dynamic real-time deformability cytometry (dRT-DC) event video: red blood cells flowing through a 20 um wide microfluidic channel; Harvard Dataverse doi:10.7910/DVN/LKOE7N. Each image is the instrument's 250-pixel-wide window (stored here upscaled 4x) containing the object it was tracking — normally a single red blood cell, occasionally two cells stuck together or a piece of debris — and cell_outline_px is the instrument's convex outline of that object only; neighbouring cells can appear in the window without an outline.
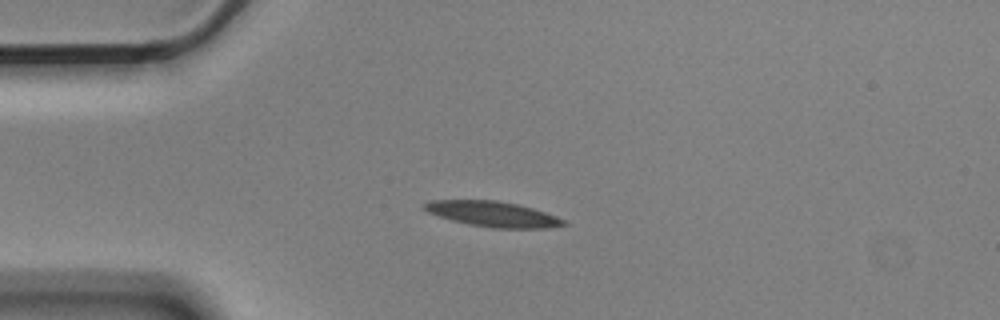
{"species": "Egyptian fruit bat (a non-hibernating species)", "species_latin": "Rousettus aegyptiacus", "temperature_condition": "cold", "stored_images_in_passage": 6, "camera_frame_rate_fps": 3000, "um_per_image_px": 0.085, "animal": {"sex": "male"}, "frame": {"image": 1, "passage_image": 3, "time_ms": 0.667, "image_size_px": [1000, 320], "cell_outline_px": [[568, 224], [548, 228], [492, 228], [468, 224], [452, 220], [428, 212], [420, 208], [420, 204], [428, 200], [496, 200], [516, 204], [532, 208], [556, 216], [564, 220]], "centroid_in_image_um": [41.83, 18.19], "position_along_channel_um": 43.2, "area_um2": 20.63}}
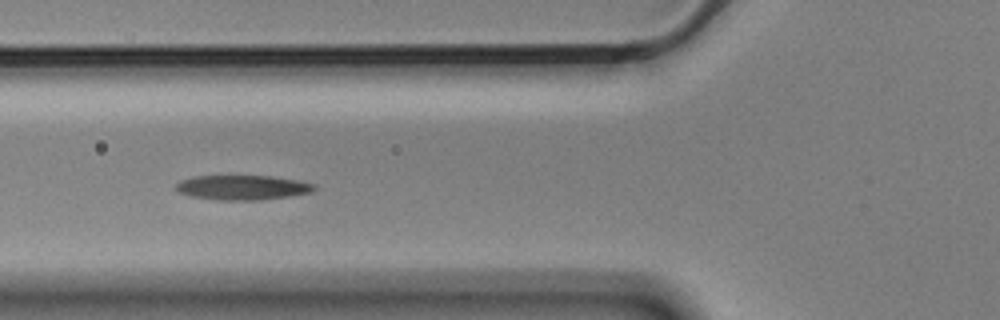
{"frame": {"image": 2, "passage_image": 5, "time_ms": 1.333, "image_size_px": [1000, 320], "cell_outline_px": [[316, 188], [312, 192], [288, 196], [260, 200], [220, 200], [192, 196], [180, 192], [176, 188], [176, 184], [180, 180], [196, 176], [272, 176], [300, 180], [316, 184]], "centroid_in_image_um": [20.67, 15.93], "position_along_channel_um": 105.1, "area_um2": 19.83}}
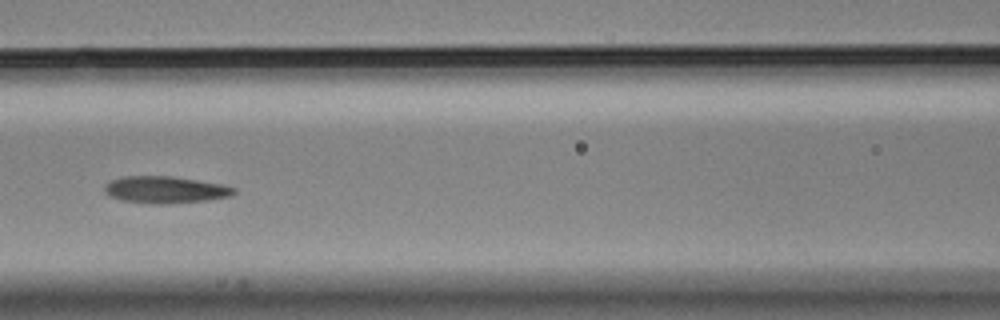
{"frame": {"image": 3, "passage_image": 6, "time_ms": 1.667, "image_size_px": [1000, 320], "cell_outline_px": [[236, 192], [232, 196], [208, 200], [168, 204], [152, 204], [124, 200], [108, 196], [104, 192], [104, 184], [112, 180], [124, 176], [172, 176], [224, 184], [236, 188]], "centroid_in_image_um": [14.07, 16.13], "position_along_channel_um": 152.5, "area_um2": 20.52}}